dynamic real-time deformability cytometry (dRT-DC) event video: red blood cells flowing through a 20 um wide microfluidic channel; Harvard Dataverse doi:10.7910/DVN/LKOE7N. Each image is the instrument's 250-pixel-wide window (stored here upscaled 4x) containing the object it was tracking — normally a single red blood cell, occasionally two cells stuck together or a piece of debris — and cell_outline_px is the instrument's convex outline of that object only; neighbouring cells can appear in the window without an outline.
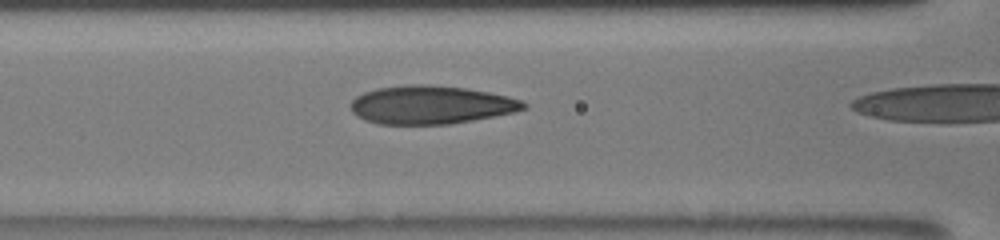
{"species": "human", "species_latin": "Homo sapiens", "temperature_condition": "room temperature", "stored_images_in_passage": 16, "camera_frame_rate_fps": 3000, "um_per_image_px": 0.085, "donor": {"sex": "male"}, "frame": {"image": 1, "passage_image": 15, "time_ms": 8.0, "image_size_px": [1000, 240], "cell_outline_px": [[528, 108], [512, 112], [472, 120], [448, 124], [380, 124], [364, 120], [356, 116], [352, 112], [352, 100], [356, 96], [364, 92], [376, 88], [408, 84], [428, 84], [464, 88], [488, 92], [508, 96], [524, 100], [528, 104]], "centroid_in_image_um": [36.62, 8.9], "position_along_channel_um": 130.0, "area_um2": 38.61}}